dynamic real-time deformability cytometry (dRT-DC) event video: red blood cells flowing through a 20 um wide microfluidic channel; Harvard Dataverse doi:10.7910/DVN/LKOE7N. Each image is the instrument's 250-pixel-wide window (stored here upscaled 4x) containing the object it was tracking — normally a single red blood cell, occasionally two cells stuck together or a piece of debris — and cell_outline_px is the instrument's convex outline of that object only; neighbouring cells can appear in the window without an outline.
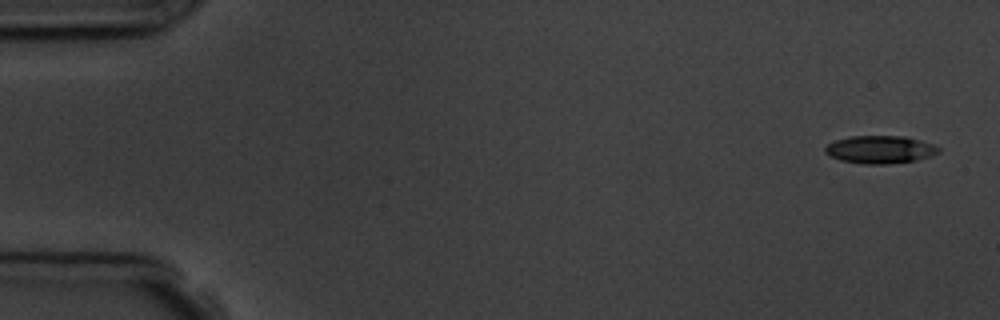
{"species": "common noctule bat (a hibernating species)", "species_latin": "Nyctalus noctula", "temperature_condition": "room temperature", "stored_images_in_passage": 6, "camera_frame_rate_fps": 3000, "um_per_image_px": 0.085, "animal": {"sex": "male", "body_mass_g": 19.5, "forearm_length_mm": 54.6}, "frame": {"image": 1, "passage_image": 1, "time_ms": 0.0, "image_size_px": [1000, 320], "cell_outline_px": [[940, 152], [916, 160], [888, 164], [864, 164], [840, 160], [828, 156], [824, 152], [824, 148], [828, 144], [836, 140], [848, 136], [904, 136], [920, 140], [932, 144], [940, 148]], "centroid_in_image_um": [74.76, 12.71], "position_along_channel_um": 10.2, "area_um2": 18.38}}